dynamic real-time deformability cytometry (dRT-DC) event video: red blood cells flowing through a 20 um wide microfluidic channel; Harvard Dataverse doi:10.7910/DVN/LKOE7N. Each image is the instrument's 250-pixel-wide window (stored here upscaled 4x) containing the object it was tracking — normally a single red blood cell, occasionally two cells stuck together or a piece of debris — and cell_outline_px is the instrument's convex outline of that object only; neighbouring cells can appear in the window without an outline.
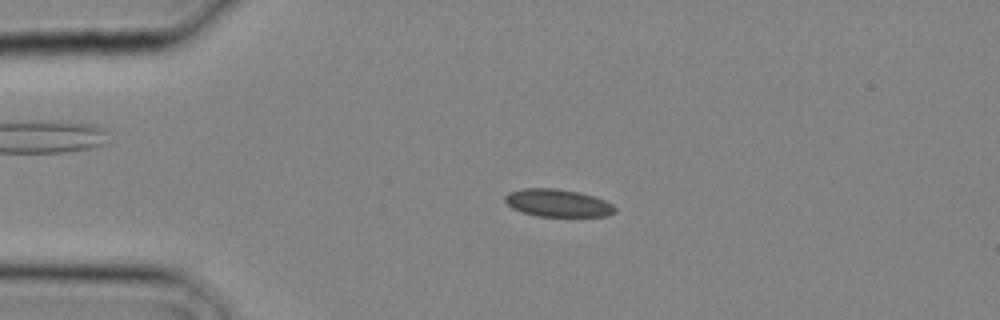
{"species": "common noctule bat (a hibernating species)", "species_latin": "Nyctalus noctula", "temperature_condition": "cold", "stored_images_in_passage": 27, "camera_frame_rate_fps": 3000, "um_per_image_px": 0.085, "animal": {"sex": "male", "body_mass_g": 20.4}, "frame": {"image": 1, "passage_image": 6, "time_ms": 1.667, "image_size_px": [1000, 320], "cell_outline_px": [[616, 212], [608, 216], [536, 216], [512, 208], [504, 200], [504, 196], [508, 192], [524, 188], [556, 188], [580, 192], [604, 200], [612, 204], [616, 208]], "centroid_in_image_um": [47.41, 17.25], "position_along_channel_um": 37.6, "area_um2": 17.69}}
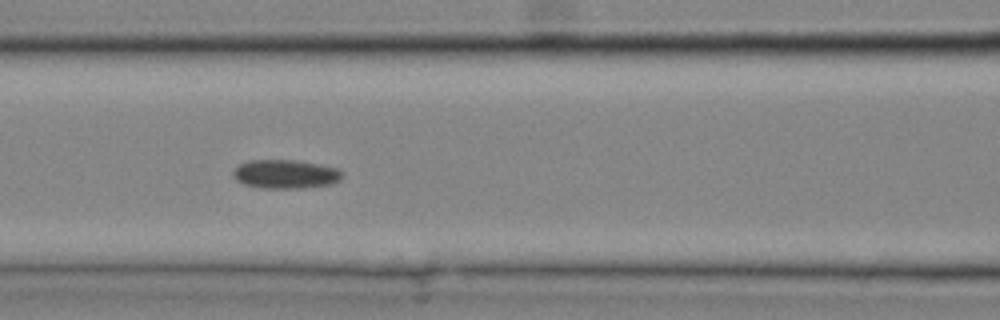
{"frame": {"image": 2, "passage_image": 12, "time_ms": 3.667, "image_size_px": [1000, 320], "cell_outline_px": [[344, 176], [340, 180], [332, 184], [300, 188], [264, 188], [244, 184], [236, 180], [232, 176], [232, 172], [240, 164], [248, 160], [296, 160], [340, 168], [344, 172]], "centroid_in_image_um": [24.3, 14.79], "position_along_channel_um": 142.3, "area_um2": 18.5}}
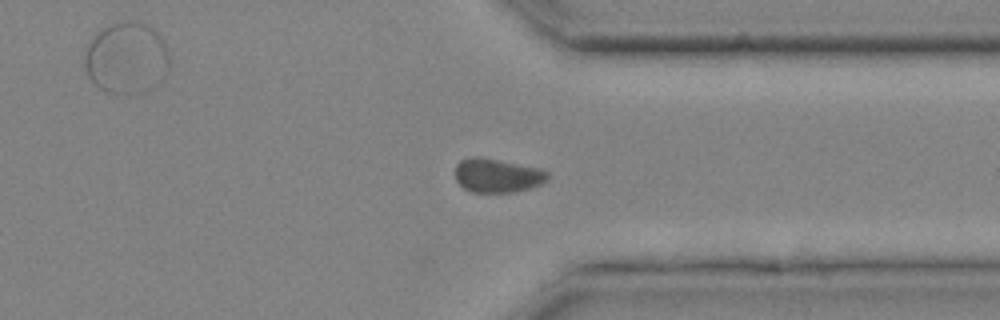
{"frame": {"image": 3, "passage_image": 22, "time_ms": 7.0, "image_size_px": [1000, 320], "cell_outline_px": [[548, 180], [540, 184], [528, 188], [512, 192], [472, 192], [464, 188], [456, 180], [456, 164], [460, 160], [468, 156], [480, 156], [540, 168], [548, 172]], "centroid_in_image_um": [42.25, 14.89], "position_along_channel_um": 369.2, "area_um2": 18.32}}